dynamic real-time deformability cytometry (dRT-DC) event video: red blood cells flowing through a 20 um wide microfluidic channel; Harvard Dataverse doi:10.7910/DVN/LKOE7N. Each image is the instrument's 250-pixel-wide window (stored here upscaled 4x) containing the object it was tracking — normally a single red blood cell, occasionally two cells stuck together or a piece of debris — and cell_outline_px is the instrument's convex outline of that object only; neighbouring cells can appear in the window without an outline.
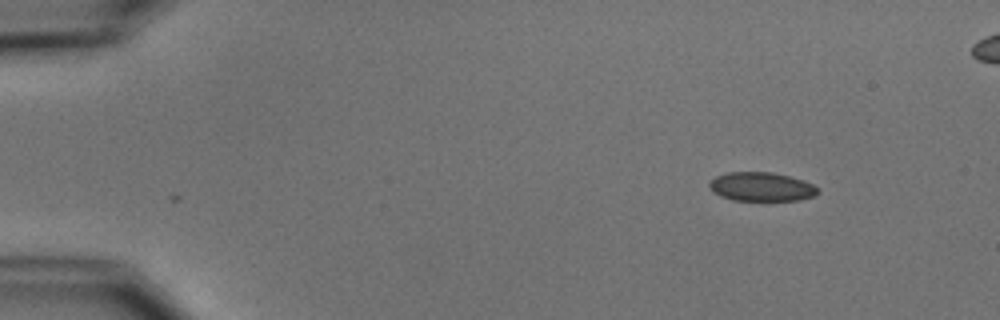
{"species": "common noctule bat (a hibernating species)", "species_latin": "Nyctalus noctula", "temperature_condition": "cold", "stored_images_in_passage": 5, "camera_frame_rate_fps": 3000, "um_per_image_px": 0.085, "animal": {"sex": "male", "body_mass_g": 15.6}, "frame": {"image": 1, "passage_image": 1, "time_ms": 0.0, "image_size_px": [1000, 320], "cell_outline_px": [[816, 196], [800, 200], [732, 200], [720, 196], [708, 184], [708, 180], [716, 176], [728, 172], [772, 172], [804, 180], [812, 184], [816, 188]], "centroid_in_image_um": [64.7, 15.87], "position_along_channel_um": 20.3, "area_um2": 18.15}}